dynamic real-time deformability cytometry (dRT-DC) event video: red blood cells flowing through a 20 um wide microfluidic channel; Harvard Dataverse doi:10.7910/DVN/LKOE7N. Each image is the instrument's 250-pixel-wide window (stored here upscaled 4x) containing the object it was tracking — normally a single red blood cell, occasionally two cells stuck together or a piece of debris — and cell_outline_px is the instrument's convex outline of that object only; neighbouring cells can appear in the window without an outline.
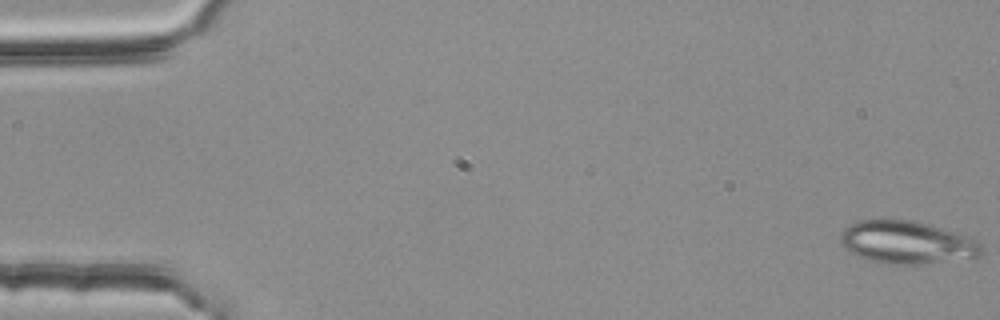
{"species": "common noctule bat (a hibernating species)", "species_latin": "Nyctalus noctula", "temperature_condition": "room temperature", "stored_images_in_passage": 12, "camera_frame_rate_fps": 3000, "um_per_image_px": 0.085, "animal": {"sex": "female", "body_mass_g": 25.1}, "frame": {"image": 1, "passage_image": 1, "time_ms": 0.0, "image_size_px": [1000, 320], "cell_outline_px": [[984, 252], [980, 256], [924, 264], [888, 264], [868, 260], [856, 256], [844, 248], [840, 240], [840, 236], [844, 228], [848, 224], [856, 220], [912, 220], [972, 236], [984, 248]], "centroid_in_image_um": [77.09, 20.6], "position_along_channel_um": 7.9, "area_um2": 35.43}}